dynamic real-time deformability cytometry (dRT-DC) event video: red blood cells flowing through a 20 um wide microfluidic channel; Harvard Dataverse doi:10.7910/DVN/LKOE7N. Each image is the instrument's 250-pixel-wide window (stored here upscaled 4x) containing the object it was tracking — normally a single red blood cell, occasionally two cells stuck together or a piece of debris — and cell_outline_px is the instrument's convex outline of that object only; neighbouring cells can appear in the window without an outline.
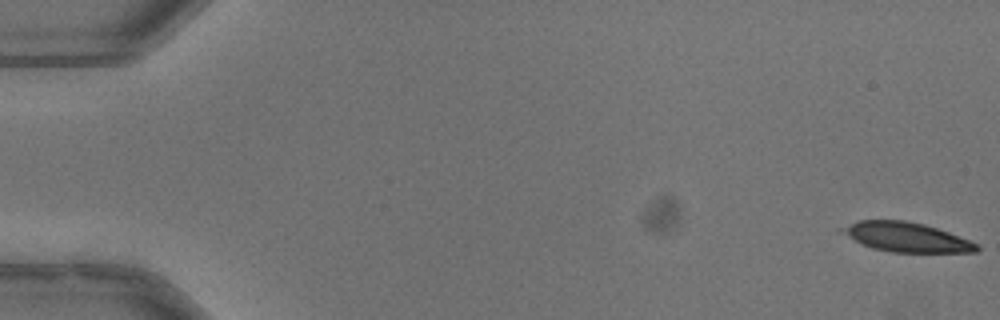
{"species": "common noctule bat (a hibernating species)", "species_latin": "Nyctalus noctula", "temperature_condition": "warm", "stored_images_in_passage": 39, "camera_frame_rate_fps": 3000, "um_per_image_px": 0.085, "animal": {"sex": "male", "body_mass_g": 13.3}, "frame": {"image": 1, "passage_image": 1, "time_ms": 0.0, "image_size_px": [1000, 320], "cell_outline_px": [[980, 248], [976, 252], [892, 252], [872, 248], [860, 244], [836, 232], [836, 228], [856, 220], [904, 220], [924, 224], [948, 232], [968, 240], [976, 244]], "centroid_in_image_um": [76.88, 20.14], "position_along_channel_um": 8.1, "area_um2": 23.41}}
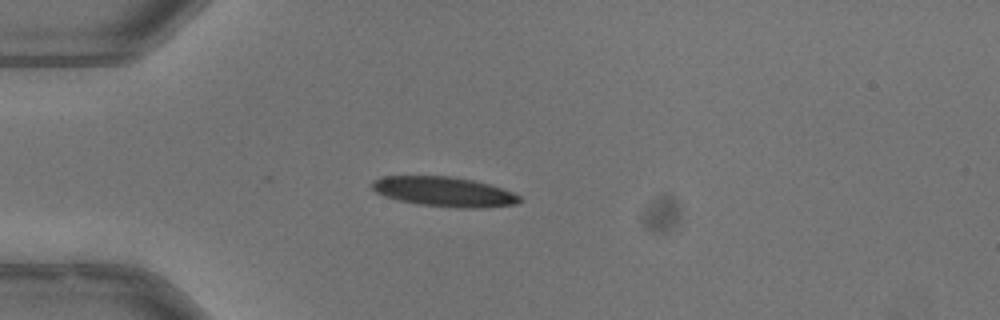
{"frame": {"image": 2, "passage_image": 15, "time_ms": 4.667, "image_size_px": [1000, 320], "cell_outline_px": [[520, 200], [516, 204], [480, 208], [456, 208], [416, 204], [384, 196], [376, 192], [372, 188], [372, 180], [380, 176], [452, 176], [472, 180], [488, 184], [512, 192], [520, 196]], "centroid_in_image_um": [37.7, 16.29], "position_along_channel_um": 47.3, "area_um2": 25.55}}
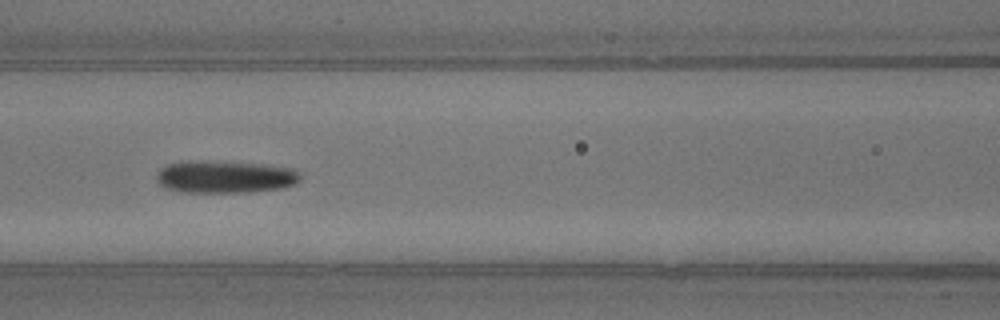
{"frame": {"image": 3, "passage_image": 24, "time_ms": 7.667, "image_size_px": [1000, 320], "cell_outline_px": [[300, 180], [296, 184], [280, 188], [248, 192], [180, 192], [164, 188], [156, 180], [156, 176], [160, 168], [168, 164], [180, 160], [216, 160], [264, 164], [292, 168], [300, 172]], "centroid_in_image_um": [19.09, 15.01], "position_along_channel_um": 147.5, "area_um2": 27.8}}